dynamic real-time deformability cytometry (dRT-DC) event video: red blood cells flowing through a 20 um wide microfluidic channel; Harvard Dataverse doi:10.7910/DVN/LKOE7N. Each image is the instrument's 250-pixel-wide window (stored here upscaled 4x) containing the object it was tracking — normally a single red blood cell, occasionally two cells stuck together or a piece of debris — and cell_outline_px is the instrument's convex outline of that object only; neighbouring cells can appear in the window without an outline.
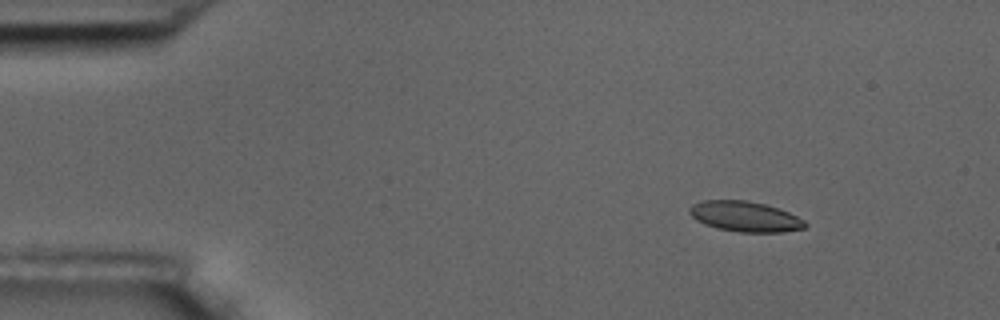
{"species": "common noctule bat (a hibernating species)", "species_latin": "Nyctalus noctula", "temperature_condition": "room temperature", "stored_images_in_passage": 6, "camera_frame_rate_fps": 3000, "um_per_image_px": 0.085, "animal": {"sex": "male", "body_mass_g": 17.5, "forearm_length_mm": 52.3}, "frame": {"image": 1, "passage_image": 2, "time_ms": 1.333, "image_size_px": [1000, 320], "cell_outline_px": [[808, 224], [804, 228], [784, 232], [740, 232], [716, 228], [704, 224], [696, 220], [688, 212], [688, 208], [692, 204], [704, 200], [744, 200], [764, 204], [788, 212], [804, 220]], "centroid_in_image_um": [63.3, 18.41], "position_along_channel_um": 21.7, "area_um2": 20.4}}
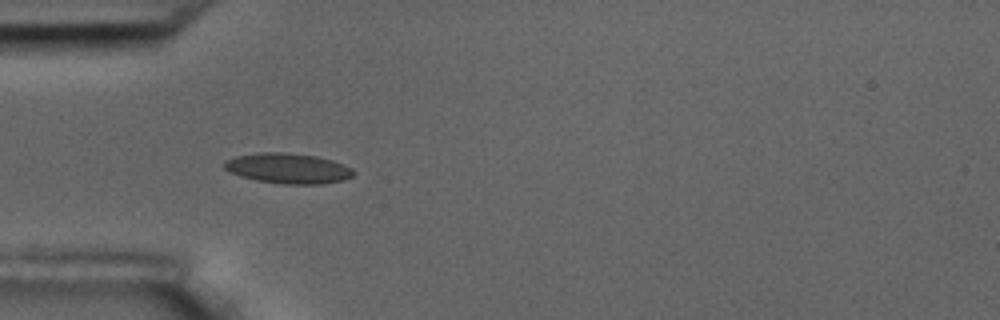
{"frame": {"image": 2, "passage_image": 5, "time_ms": 4.667, "image_size_px": [1000, 320], "cell_outline_px": [[356, 172], [352, 176], [344, 180], [320, 184], [284, 184], [256, 180], [240, 176], [228, 172], [224, 168], [224, 160], [236, 156], [260, 152], [284, 152], [316, 156], [332, 160], [344, 164], [352, 168]], "centroid_in_image_um": [24.48, 14.31], "position_along_channel_um": 60.5, "area_um2": 22.95}}